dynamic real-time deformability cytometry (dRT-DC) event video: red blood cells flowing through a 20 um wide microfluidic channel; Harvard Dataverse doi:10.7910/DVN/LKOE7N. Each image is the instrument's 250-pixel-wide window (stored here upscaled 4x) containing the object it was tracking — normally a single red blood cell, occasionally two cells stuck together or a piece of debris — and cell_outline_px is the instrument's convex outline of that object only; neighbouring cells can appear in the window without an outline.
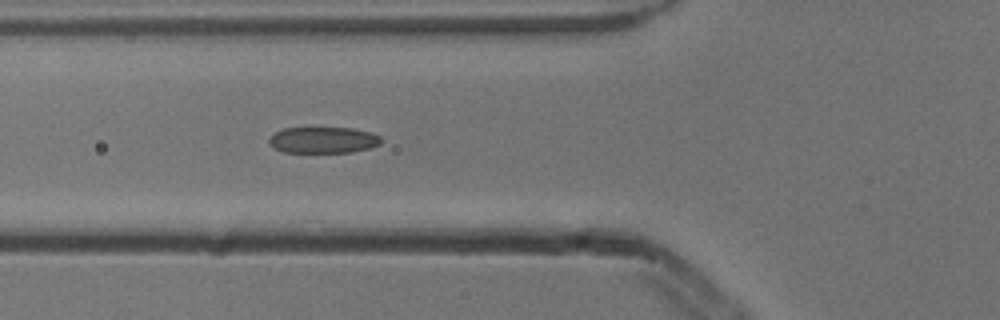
{"species": "common noctule bat (a hibernating species)", "species_latin": "Nyctalus noctula", "temperature_condition": "cold", "stored_images_in_passage": 6, "camera_frame_rate_fps": 3000, "um_per_image_px": 0.085, "animal": {"sex": "male", "body_mass_g": 13.3}, "frame": {"image": 1, "passage_image": 6, "time_ms": 1.667, "image_size_px": [1000, 320], "cell_outline_px": [[380, 144], [372, 148], [352, 152], [284, 152], [276, 148], [268, 140], [276, 132], [284, 128], [352, 128], [372, 132], [380, 136]], "centroid_in_image_um": [27.53, 11.9], "position_along_channel_um": 98.3, "area_um2": 16.99}}